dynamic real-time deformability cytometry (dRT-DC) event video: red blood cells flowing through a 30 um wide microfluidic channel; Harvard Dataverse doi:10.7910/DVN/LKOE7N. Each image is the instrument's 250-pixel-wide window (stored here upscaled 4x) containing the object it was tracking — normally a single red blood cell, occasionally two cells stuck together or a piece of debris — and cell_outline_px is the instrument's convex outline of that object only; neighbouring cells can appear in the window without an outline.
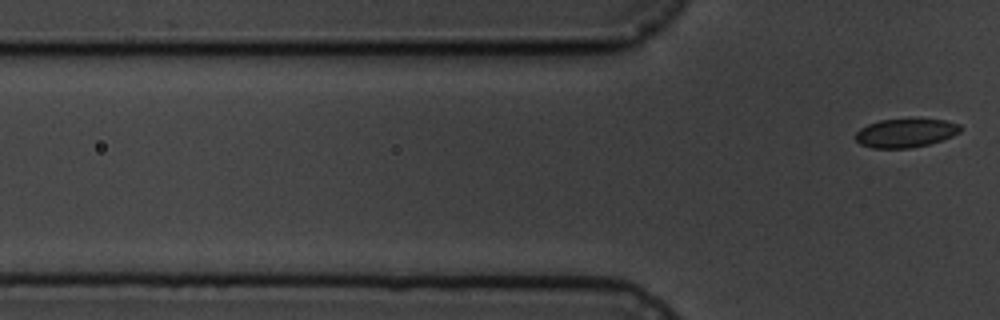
{"species": "common noctule bat (a hibernating species)", "species_latin": "Nyctalus noctula", "temperature_condition": "cold", "stored_images_in_passage": 6, "camera_frame_rate_fps": 3000, "um_per_image_px": 0.085, "animal": {"sex": "male", "body_mass_g": 19.5, "forearm_length_mm": 54.6}, "frame": {"image": 1, "passage_image": 6, "time_ms": 6.667, "image_size_px": [1000, 320], "cell_outline_px": [[964, 128], [960, 132], [952, 136], [928, 144], [908, 148], [872, 148], [860, 144], [856, 140], [856, 132], [860, 128], [868, 124], [880, 120], [944, 120], [960, 124]], "centroid_in_image_um": [76.97, 11.31], "position_along_channel_um": 48.8, "area_um2": 17.28}}